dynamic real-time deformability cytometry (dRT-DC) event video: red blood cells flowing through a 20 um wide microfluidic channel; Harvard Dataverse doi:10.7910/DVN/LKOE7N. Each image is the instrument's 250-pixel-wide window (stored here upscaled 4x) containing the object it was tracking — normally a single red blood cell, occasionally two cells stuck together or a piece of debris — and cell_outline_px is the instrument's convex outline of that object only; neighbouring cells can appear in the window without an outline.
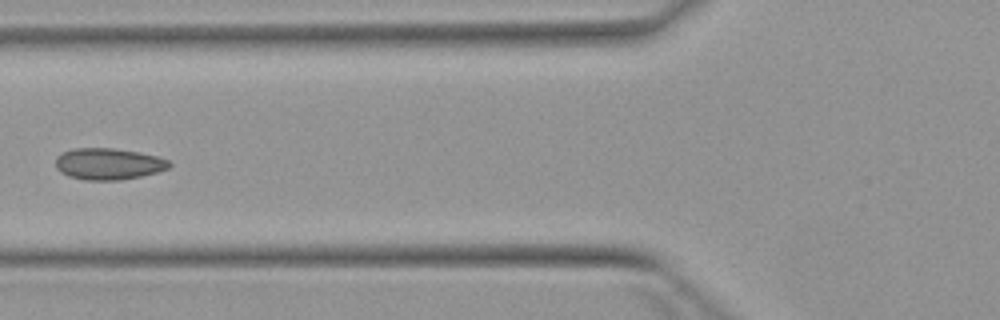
{"species": "Egyptian fruit bat (a non-hibernating species)", "species_latin": "Rousettus aegyptiacus", "temperature_condition": "warm", "stored_images_in_passage": 6, "camera_frame_rate_fps": 3000, "um_per_image_px": 0.085, "animal": {"sex": "female"}, "frame": {"image": 1, "passage_image": 6, "time_ms": 5.667, "image_size_px": [1000, 320], "cell_outline_px": [[172, 164], [168, 168], [156, 172], [140, 176], [120, 180], [84, 180], [68, 176], [60, 172], [56, 168], [56, 156], [64, 152], [76, 148], [112, 148], [136, 152], [156, 156], [168, 160]], "centroid_in_image_um": [9.19, 13.94], "position_along_channel_um": 116.6, "area_um2": 20.69}}